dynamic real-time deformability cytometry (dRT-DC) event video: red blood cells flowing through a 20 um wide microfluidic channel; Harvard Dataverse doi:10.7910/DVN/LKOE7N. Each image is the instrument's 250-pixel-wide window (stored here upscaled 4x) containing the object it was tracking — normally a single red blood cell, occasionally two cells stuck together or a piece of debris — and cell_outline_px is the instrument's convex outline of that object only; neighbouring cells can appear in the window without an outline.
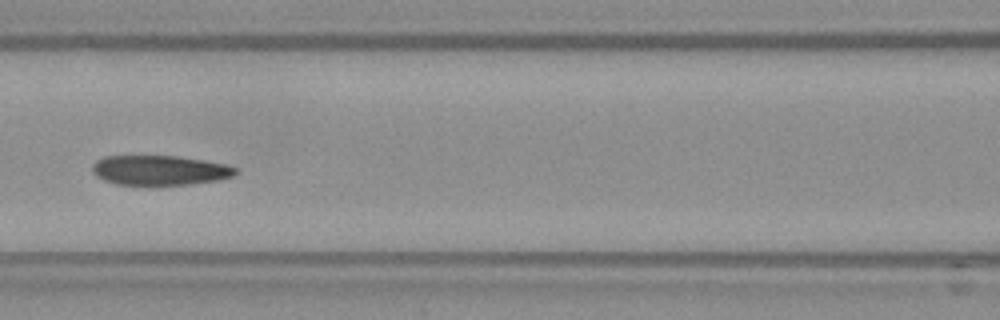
{"species": "Egyptian fruit bat (a non-hibernating species)", "species_latin": "Rousettus aegyptiacus", "temperature_condition": "warm", "stored_images_in_passage": 55, "camera_frame_rate_fps": 3000, "um_per_image_px": 0.085, "frame": {"image": 1, "passage_image": 24, "time_ms": 7.667, "image_size_px": [1000, 320], "cell_outline_px": [[236, 172], [232, 176], [220, 180], [192, 184], [116, 184], [104, 180], [96, 176], [92, 172], [92, 164], [96, 160], [104, 156], [176, 156], [204, 160], [228, 164], [236, 168]], "centroid_in_image_um": [13.57, 14.46], "position_along_channel_um": 153.0, "area_um2": 24.8}}
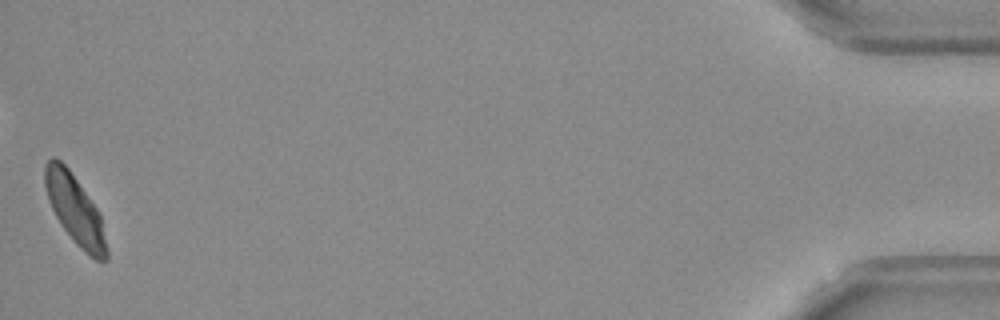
{"frame": {"image": 2, "passage_image": 55, "time_ms": 18.0, "image_size_px": [1000, 320], "cell_outline_px": [[108, 260], [96, 260], [84, 252], [76, 244], [60, 224], [48, 200], [44, 184], [44, 164], [52, 156], [60, 160], [68, 168], [100, 212], [108, 248]], "centroid_in_image_um": [6.38, 17.83], "position_along_channel_um": 428.8, "area_um2": 24.97}, "authors_computed_cell_mechanics": {"area_um2": 26.1256, "velocity_mm_per_s": 3.5949, "shape_relaxation_time_tau1_ms": 7.7939, "shape_relaxation_time_tau2_ms": 3.0023, "deformation_change_tau1": 0.1976, "deformation_change_tau2": 0.0893}}